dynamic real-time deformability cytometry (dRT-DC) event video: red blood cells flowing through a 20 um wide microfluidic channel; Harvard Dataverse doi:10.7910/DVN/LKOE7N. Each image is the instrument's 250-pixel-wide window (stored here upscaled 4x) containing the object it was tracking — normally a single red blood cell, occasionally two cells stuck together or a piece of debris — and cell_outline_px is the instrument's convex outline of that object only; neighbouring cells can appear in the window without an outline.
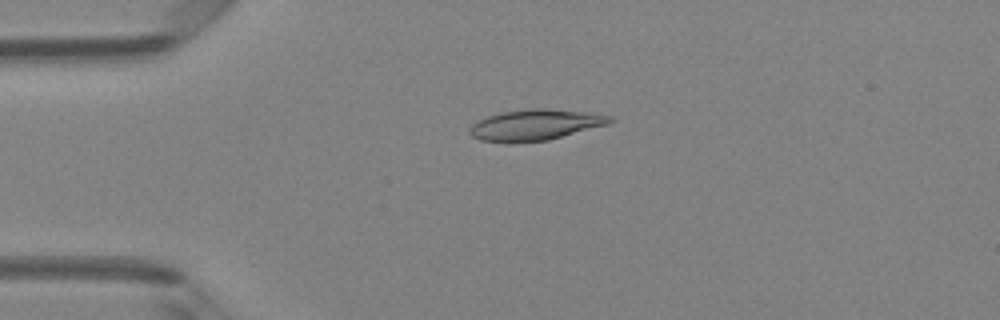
{"species": "Egyptian fruit bat (a non-hibernating species)", "species_latin": "Rousettus aegyptiacus", "temperature_condition": "room temperature", "stored_images_in_passage": 5, "camera_frame_rate_fps": 3000, "um_per_image_px": 0.085, "animal": {"sex": "female"}, "frame": {"image": 1, "passage_image": 3, "time_ms": 0.667, "image_size_px": [1000, 320], "cell_outline_px": [[616, 120], [608, 124], [548, 140], [480, 140], [472, 136], [468, 132], [468, 128], [476, 120], [500, 112], [532, 108], [544, 108], [588, 112], [612, 116]], "centroid_in_image_um": [45.53, 10.57], "position_along_channel_um": 39.5, "area_um2": 24.68}}
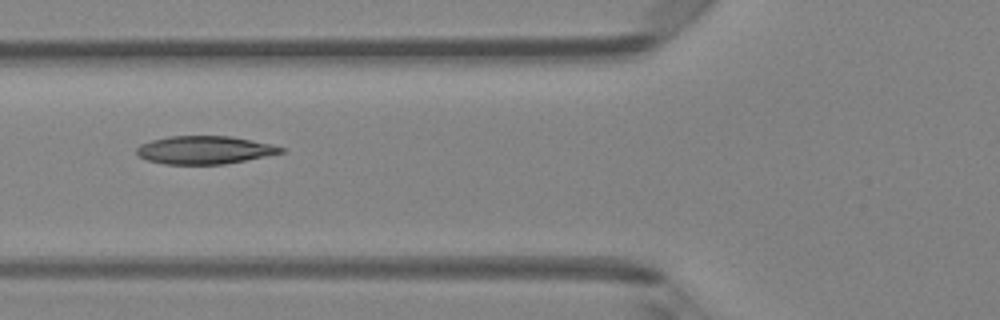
{"frame": {"image": 2, "passage_image": 5, "time_ms": 1.333, "image_size_px": [1000, 320], "cell_outline_px": [[288, 148], [284, 152], [224, 164], [164, 164], [148, 160], [140, 156], [136, 152], [136, 148], [140, 144], [152, 140], [168, 136], [232, 136], [272, 144]], "centroid_in_image_um": [17.4, 12.74], "position_along_channel_um": 108.4, "area_um2": 23.52}}